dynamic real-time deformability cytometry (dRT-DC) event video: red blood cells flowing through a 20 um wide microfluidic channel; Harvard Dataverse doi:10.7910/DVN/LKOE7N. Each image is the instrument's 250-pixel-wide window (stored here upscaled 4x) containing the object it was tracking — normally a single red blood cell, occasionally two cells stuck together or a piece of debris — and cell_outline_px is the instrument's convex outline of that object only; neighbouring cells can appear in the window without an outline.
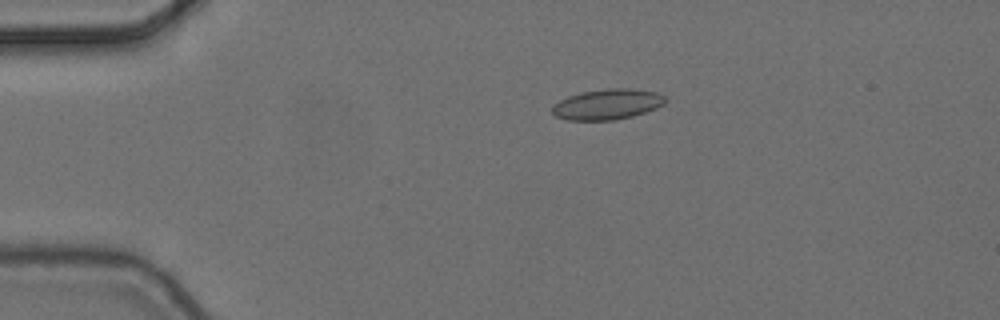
{"species": "common noctule bat (a hibernating species)", "species_latin": "Nyctalus noctula", "temperature_condition": "cold", "stored_images_in_passage": 5, "camera_frame_rate_fps": 3000, "um_per_image_px": 0.085, "animal": {"sex": "female", "body_mass_g": 24.6, "forearm_length_mm": 56.2}, "frame": {"image": 1, "passage_image": 4, "time_ms": 1.0, "image_size_px": [1000, 320], "cell_outline_px": [[668, 100], [664, 104], [656, 108], [632, 116], [616, 120], [568, 120], [556, 116], [552, 112], [552, 104], [568, 96], [580, 92], [608, 88], [632, 88], [656, 92], [664, 96]], "centroid_in_image_um": [51.62, 8.86], "position_along_channel_um": 33.4, "area_um2": 20.23}}